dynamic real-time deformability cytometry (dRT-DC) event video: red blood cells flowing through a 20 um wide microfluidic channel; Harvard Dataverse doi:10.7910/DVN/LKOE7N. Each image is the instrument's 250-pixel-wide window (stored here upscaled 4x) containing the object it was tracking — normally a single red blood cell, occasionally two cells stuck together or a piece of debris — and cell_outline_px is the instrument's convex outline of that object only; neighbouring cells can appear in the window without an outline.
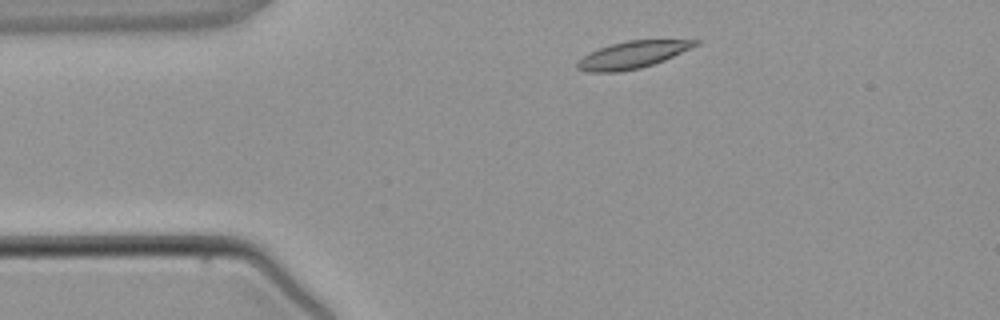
{"species": "common noctule bat (a hibernating species)", "species_latin": "Nyctalus noctula", "temperature_condition": "warm", "stored_images_in_passage": 2, "camera_frame_rate_fps": 3000, "um_per_image_px": 0.085, "animal": {"sex": "male", "body_mass_g": 21.5, "forearm_length_mm": 52.0}, "frame": {"image": 1, "passage_image": 1, "time_ms": 0.0, "image_size_px": [1000, 320], "cell_outline_px": [[700, 44], [664, 60], [640, 68], [620, 72], [588, 72], [576, 68], [576, 60], [588, 52], [612, 44], [628, 40], [700, 40]], "centroid_in_image_um": [53.71, 4.66], "position_along_channel_um": 31.3, "area_um2": 18.61}}